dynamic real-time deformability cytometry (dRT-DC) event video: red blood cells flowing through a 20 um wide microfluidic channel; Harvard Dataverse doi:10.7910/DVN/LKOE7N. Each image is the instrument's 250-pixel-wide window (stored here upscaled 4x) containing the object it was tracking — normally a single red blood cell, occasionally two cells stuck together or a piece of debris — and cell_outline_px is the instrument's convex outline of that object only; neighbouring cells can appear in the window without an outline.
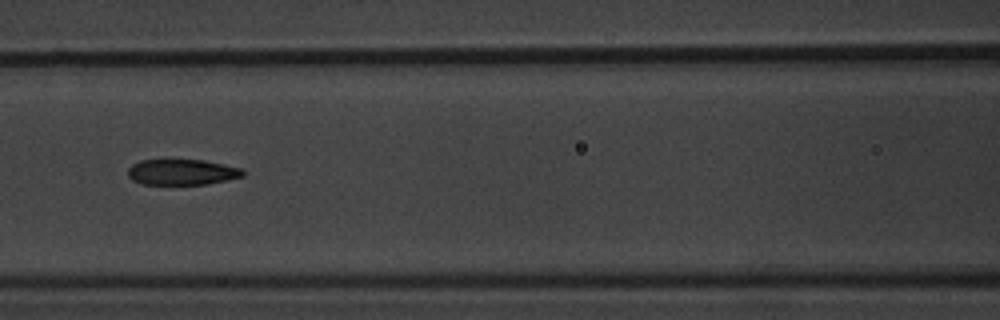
{"species": "common noctule bat (a hibernating species)", "species_latin": "Nyctalus noctula", "temperature_condition": "warm", "stored_images_in_passage": 7, "camera_frame_rate_fps": 3000, "um_per_image_px": 0.085, "animal": {"sex": "male", "body_mass_g": 20.1, "forearm_length_mm": 53.5}, "frame": {"image": 1, "passage_image": 7, "time_ms": 7.0, "image_size_px": [1000, 320], "cell_outline_px": [[244, 176], [204, 184], [144, 184], [132, 180], [128, 176], [128, 168], [132, 164], [140, 160], [204, 160], [240, 168], [244, 172]], "centroid_in_image_um": [15.42, 14.62], "position_along_channel_um": 151.2, "area_um2": 16.99}}